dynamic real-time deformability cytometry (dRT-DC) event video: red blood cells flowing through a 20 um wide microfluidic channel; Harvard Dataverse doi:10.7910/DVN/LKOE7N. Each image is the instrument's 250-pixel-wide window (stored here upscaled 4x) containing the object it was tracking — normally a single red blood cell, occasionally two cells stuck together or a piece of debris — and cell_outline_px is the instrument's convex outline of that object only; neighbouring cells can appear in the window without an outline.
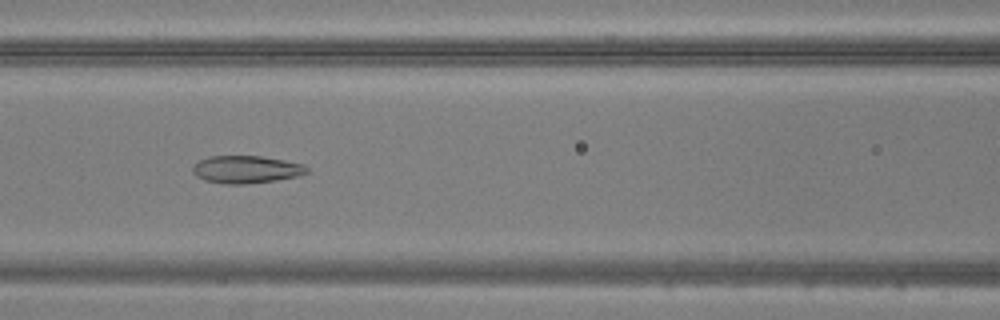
{"species": "common noctule bat (a hibernating species)", "species_latin": "Nyctalus noctula", "temperature_condition": "warm", "stored_images_in_passage": 49, "camera_frame_rate_fps": 3000, "um_per_image_px": 0.085, "animal": {"sex": "male", "body_mass_g": 20.5, "forearm_length_mm": 52.5}, "frame": {"image": 1, "passage_image": 21, "time_ms": 6.667, "image_size_px": [1000, 320], "cell_outline_px": [[308, 172], [296, 176], [276, 180], [244, 184], [224, 184], [204, 180], [196, 176], [192, 172], [192, 168], [200, 160], [208, 156], [260, 156], [284, 160], [304, 164], [308, 168]], "centroid_in_image_um": [20.91, 14.4], "position_along_channel_um": 145.7, "area_um2": 18.26}}
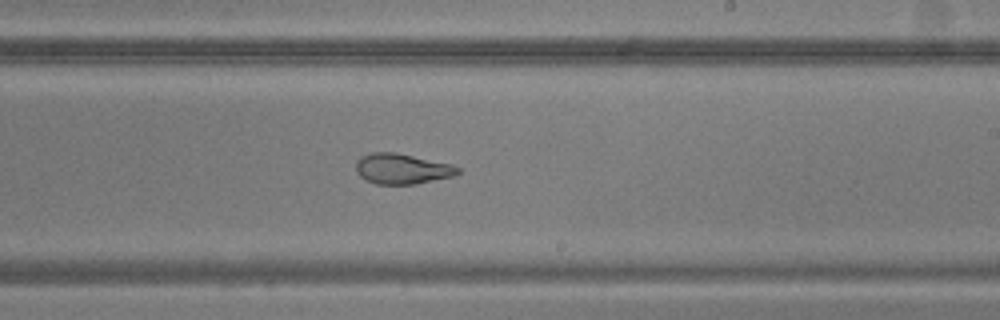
{"frame": {"image": 2, "passage_image": 29, "time_ms": 9.333, "image_size_px": [1000, 320], "cell_outline_px": [[460, 172], [452, 176], [416, 184], [376, 184], [360, 176], [356, 172], [356, 160], [360, 156], [372, 152], [396, 152], [452, 164], [460, 168]], "centroid_in_image_um": [34.16, 14.33], "position_along_channel_um": 254.8, "area_um2": 18.09}}
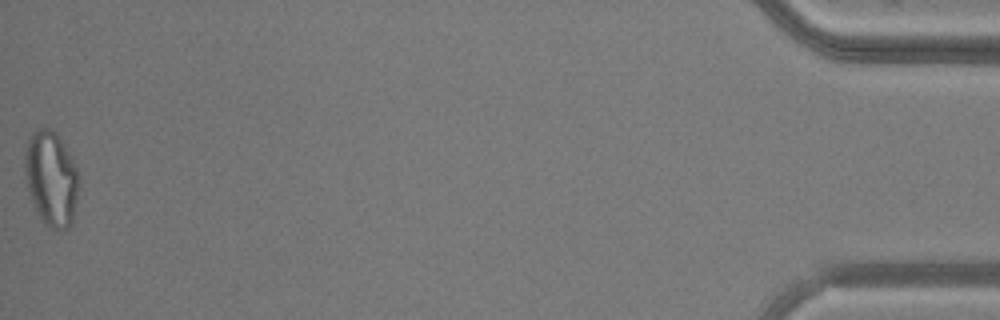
{"frame": {"image": 3, "passage_image": 49, "time_ms": 16.0, "image_size_px": [1000, 320], "cell_outline_px": [[76, 200], [72, 224], [64, 232], [56, 232], [48, 228], [40, 220], [32, 204], [28, 192], [24, 176], [24, 152], [28, 140], [32, 132], [36, 128], [52, 128], [56, 132], [64, 144], [76, 168]], "centroid_in_image_um": [4.29, 15.22], "position_along_channel_um": 430.9, "area_um2": 30.29}}